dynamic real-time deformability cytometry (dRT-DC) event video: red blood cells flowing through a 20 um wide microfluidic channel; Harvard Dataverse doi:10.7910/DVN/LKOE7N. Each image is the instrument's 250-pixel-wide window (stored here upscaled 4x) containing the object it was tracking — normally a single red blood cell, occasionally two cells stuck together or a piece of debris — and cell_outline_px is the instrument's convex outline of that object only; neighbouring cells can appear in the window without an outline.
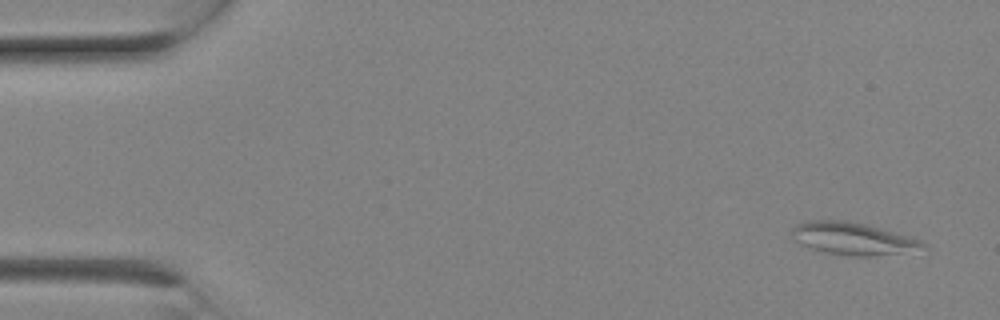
{"species": "Egyptian fruit bat (a non-hibernating species)", "species_latin": "Rousettus aegyptiacus", "temperature_condition": "room temperature", "stored_images_in_passage": 7, "camera_frame_rate_fps": 3000, "um_per_image_px": 0.085, "animal": {"sex": "female"}, "frame": {"image": 1, "passage_image": 1, "time_ms": 0.0, "image_size_px": [1000, 320], "cell_outline_px": [[928, 248], [900, 252], [868, 256], [848, 256], [808, 248], [792, 240], [792, 228], [796, 224], [808, 220], [844, 220], [868, 224], [920, 240]], "centroid_in_image_um": [72.41, 20.26], "position_along_channel_um": 12.6, "area_um2": 24.57}}